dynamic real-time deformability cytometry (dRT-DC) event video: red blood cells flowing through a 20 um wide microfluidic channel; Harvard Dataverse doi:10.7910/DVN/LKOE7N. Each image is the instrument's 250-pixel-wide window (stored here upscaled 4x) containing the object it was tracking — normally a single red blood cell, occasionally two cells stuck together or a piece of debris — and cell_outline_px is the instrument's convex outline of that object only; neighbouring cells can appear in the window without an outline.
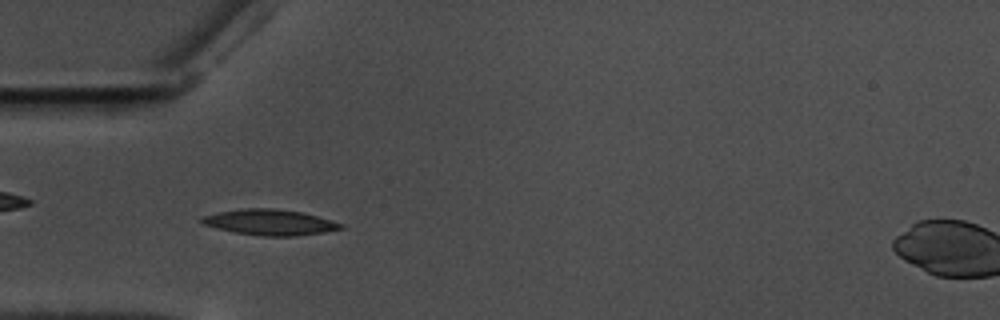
{"species": "common noctule bat (a hibernating species)", "species_latin": "Nyctalus noctula", "temperature_condition": "warm", "stored_images_in_passage": 57, "camera_frame_rate_fps": 3000, "um_per_image_px": 0.085, "animal": {"sex": "male", "body_mass_g": 17.5, "forearm_length_mm": 52.3}, "frame": {"image": 1, "passage_image": 17, "time_ms": 5.333, "image_size_px": [1000, 320], "cell_outline_px": [[344, 228], [324, 232], [296, 236], [264, 236], [236, 232], [216, 228], [204, 224], [200, 220], [200, 216], [216, 212], [240, 208], [272, 208], [304, 212], [344, 224]], "centroid_in_image_um": [22.93, 18.88], "position_along_channel_um": 62.1, "area_um2": 20.92}}
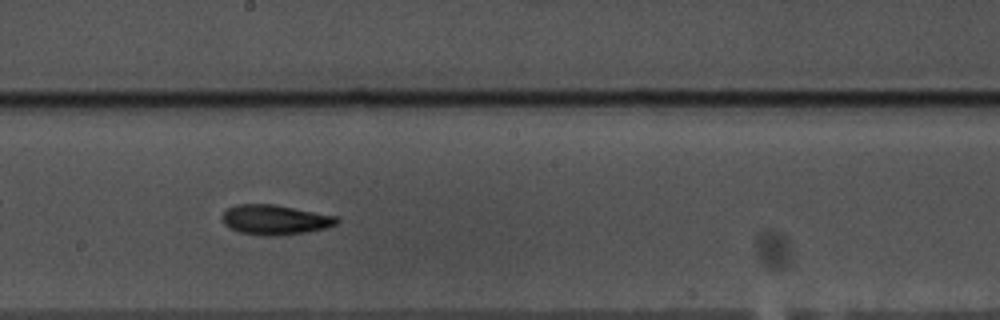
{"frame": {"image": 2, "passage_image": 31, "time_ms": 10.0, "image_size_px": [1000, 320], "cell_outline_px": [[340, 220], [336, 224], [328, 228], [308, 232], [284, 236], [260, 236], [240, 232], [224, 224], [224, 212], [228, 208], [236, 204], [276, 204], [336, 216]], "centroid_in_image_um": [23.43, 18.69], "position_along_channel_um": 224.8, "area_um2": 20.11}}
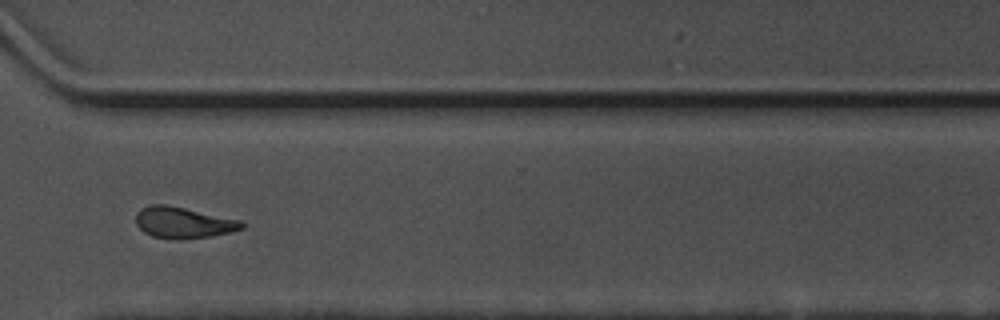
{"frame": {"image": 3, "passage_image": 42, "time_ms": 13.667, "image_size_px": [1000, 320], "cell_outline_px": [[244, 228], [228, 232], [208, 236], [180, 240], [176, 240], [152, 236], [144, 232], [136, 224], [136, 212], [140, 208], [152, 204], [168, 204], [244, 220]], "centroid_in_image_um": [15.58, 18.9], "position_along_channel_um": 355.0, "area_um2": 19.54}, "authors_computed_cell_mechanics": {"area_um2": 19.3052, "velocity_mm_per_s": 3.5389, "shape_relaxation_time_tau1_ms": 2.9764, "shape_relaxation_time_tau2_ms": null, "deformation_change_tau1": 0.1294, "deformation_change_tau2": null}}